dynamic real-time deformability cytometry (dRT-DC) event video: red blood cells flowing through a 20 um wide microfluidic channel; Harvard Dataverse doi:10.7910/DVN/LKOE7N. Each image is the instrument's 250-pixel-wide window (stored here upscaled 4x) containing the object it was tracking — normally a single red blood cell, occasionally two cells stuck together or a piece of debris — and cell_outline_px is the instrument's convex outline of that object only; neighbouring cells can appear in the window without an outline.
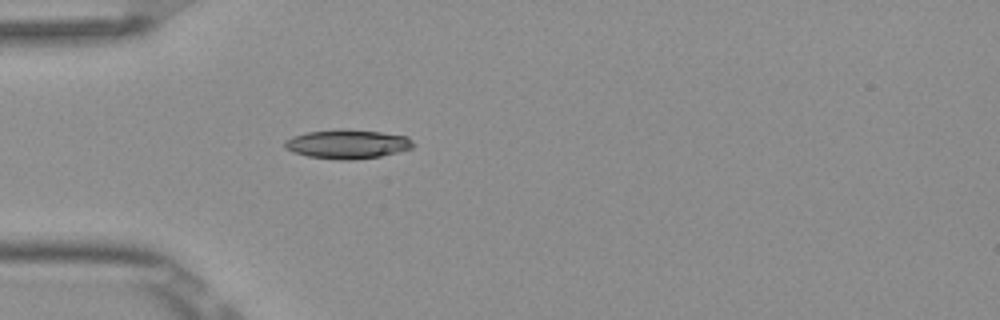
{"species": "Egyptian fruit bat (a non-hibernating species)", "species_latin": "Rousettus aegyptiacus", "temperature_condition": "room temperature", "stored_images_in_passage": 4, "camera_frame_rate_fps": 3000, "um_per_image_px": 0.085, "frame": {"image": 1, "passage_image": 4, "time_ms": 1.0, "image_size_px": [1000, 320], "cell_outline_px": [[416, 144], [412, 148], [380, 156], [352, 160], [340, 160], [308, 156], [292, 152], [284, 148], [284, 140], [292, 136], [308, 132], [340, 128], [344, 128], [380, 132], [408, 136]], "centroid_in_image_um": [29.51, 12.24], "position_along_channel_um": 55.5, "area_um2": 21.96}}